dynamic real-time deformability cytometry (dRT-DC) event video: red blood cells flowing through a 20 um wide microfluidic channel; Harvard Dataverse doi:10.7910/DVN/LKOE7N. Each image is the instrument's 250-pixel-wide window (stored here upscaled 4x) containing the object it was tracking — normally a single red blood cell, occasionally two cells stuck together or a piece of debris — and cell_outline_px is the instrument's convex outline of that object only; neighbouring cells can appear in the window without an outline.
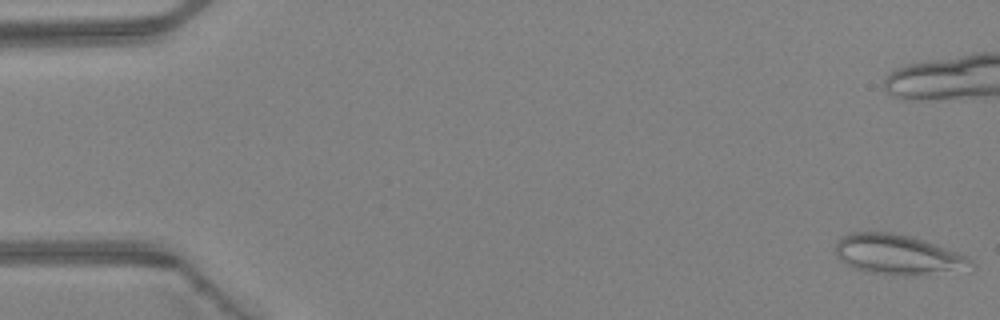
{"species": "Egyptian fruit bat (a non-hibernating species)", "species_latin": "Rousettus aegyptiacus", "temperature_condition": "warm", "stored_images_in_passage": 15, "camera_frame_rate_fps": 3000, "um_per_image_px": 0.085, "animal": {"sex": "female"}, "frame": {"image": 1, "passage_image": 1, "time_ms": 0.0, "image_size_px": [1000, 320], "cell_outline_px": [[972, 264], [924, 272], [872, 272], [856, 268], [840, 260], [836, 256], [836, 244], [840, 236], [848, 232], [892, 232], [912, 236], [924, 240], [956, 252], [972, 260]], "centroid_in_image_um": [76.08, 21.52], "position_along_channel_um": 8.9, "area_um2": 29.19}}